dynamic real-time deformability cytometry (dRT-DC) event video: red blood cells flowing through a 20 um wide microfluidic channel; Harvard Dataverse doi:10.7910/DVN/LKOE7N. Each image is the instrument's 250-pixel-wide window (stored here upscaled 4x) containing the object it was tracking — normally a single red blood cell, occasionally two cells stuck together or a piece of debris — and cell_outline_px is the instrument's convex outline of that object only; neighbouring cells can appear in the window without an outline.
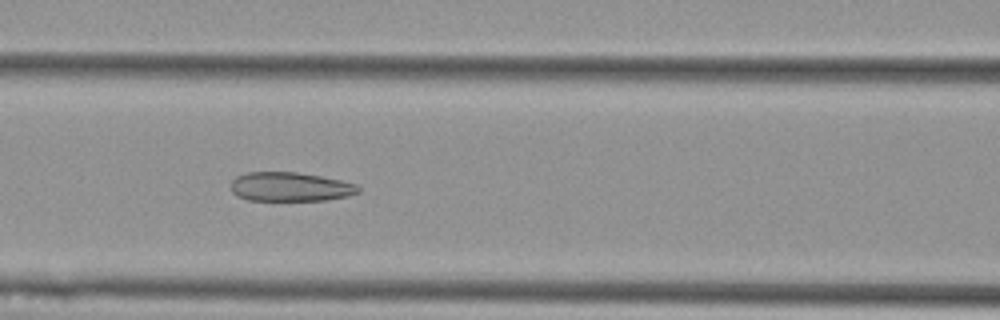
{"species": "Egyptian fruit bat (a non-hibernating species)", "species_latin": "Rousettus aegyptiacus", "temperature_condition": "cold", "stored_images_in_passage": 9, "camera_frame_rate_fps": 3000, "um_per_image_px": 0.085, "animal": {"sex": "female"}, "frame": {"image": 1, "passage_image": 6, "time_ms": 1.667, "image_size_px": [1000, 320], "cell_outline_px": [[360, 192], [348, 196], [328, 200], [248, 200], [236, 196], [232, 192], [232, 180], [236, 176], [244, 172], [296, 172], [320, 176], [340, 180], [356, 184], [360, 188]], "centroid_in_image_um": [24.66, 15.88], "position_along_channel_um": 141.9, "area_um2": 21.68}}
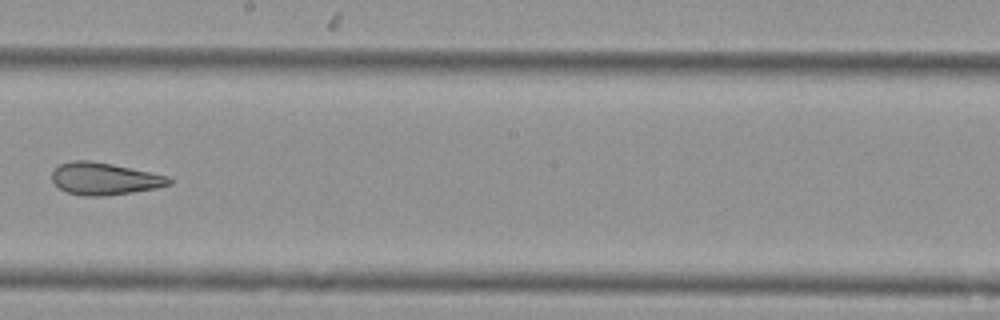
{"frame": {"image": 2, "passage_image": 8, "time_ms": 2.333, "image_size_px": [1000, 320], "cell_outline_px": [[172, 184], [156, 188], [132, 192], [104, 196], [84, 196], [68, 192], [60, 188], [52, 180], [52, 172], [60, 164], [72, 160], [88, 160], [112, 164], [168, 176], [172, 180]], "centroid_in_image_um": [8.88, 15.19], "position_along_channel_um": 239.3, "area_um2": 21.79}}
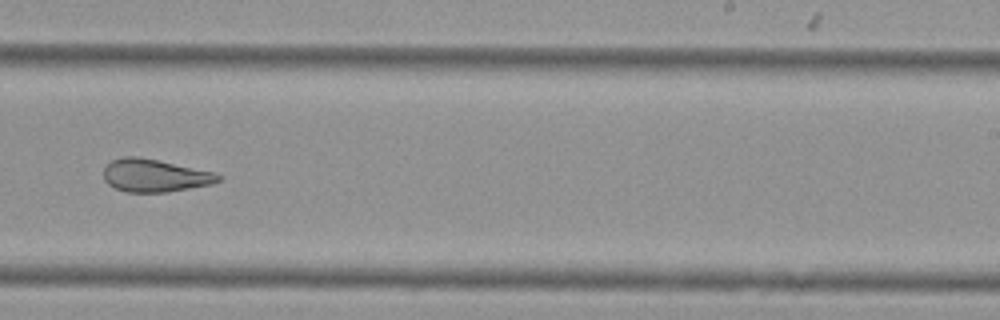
{"frame": {"image": 3, "passage_image": 9, "time_ms": 2.667, "image_size_px": [1000, 320], "cell_outline_px": [[220, 180], [212, 184], [168, 192], [124, 192], [108, 184], [104, 180], [104, 168], [112, 160], [124, 156], [140, 156], [212, 172], [220, 176]], "centroid_in_image_um": [13.11, 14.92], "position_along_channel_um": 275.9, "area_um2": 21.73}}